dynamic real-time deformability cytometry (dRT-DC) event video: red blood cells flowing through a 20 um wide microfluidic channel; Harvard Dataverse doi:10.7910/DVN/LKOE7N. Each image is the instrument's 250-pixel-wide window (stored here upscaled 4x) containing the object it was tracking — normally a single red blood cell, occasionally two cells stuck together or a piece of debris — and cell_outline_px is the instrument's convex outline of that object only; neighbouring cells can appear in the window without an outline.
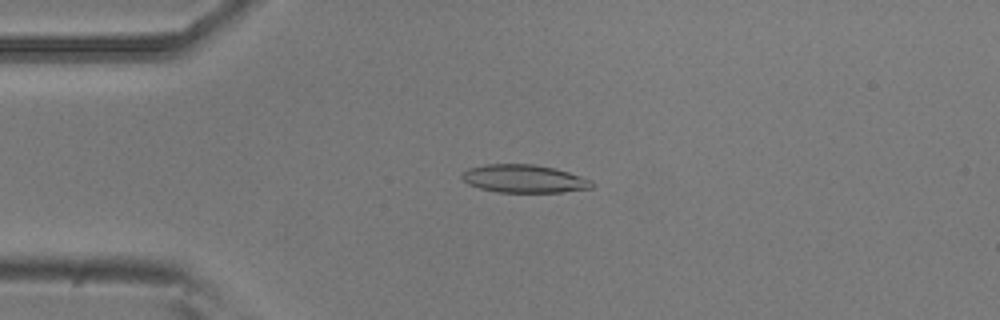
{"species": "common noctule bat (a hibernating species)", "species_latin": "Nyctalus noctula", "temperature_condition": "room temperature", "stored_images_in_passage": 53, "camera_frame_rate_fps": 3000, "um_per_image_px": 0.085, "animal": {"sex": "male", "body_mass_g": 20.5, "forearm_length_mm": 52.5}, "frame": {"image": 1, "passage_image": 12, "time_ms": 3.667, "image_size_px": [1000, 320], "cell_outline_px": [[596, 184], [592, 188], [560, 192], [496, 192], [480, 188], [468, 184], [460, 176], [468, 168], [484, 164], [532, 164], [552, 168], [568, 172], [592, 180]], "centroid_in_image_um": [44.54, 15.19], "position_along_channel_um": 40.5, "area_um2": 21.15}}
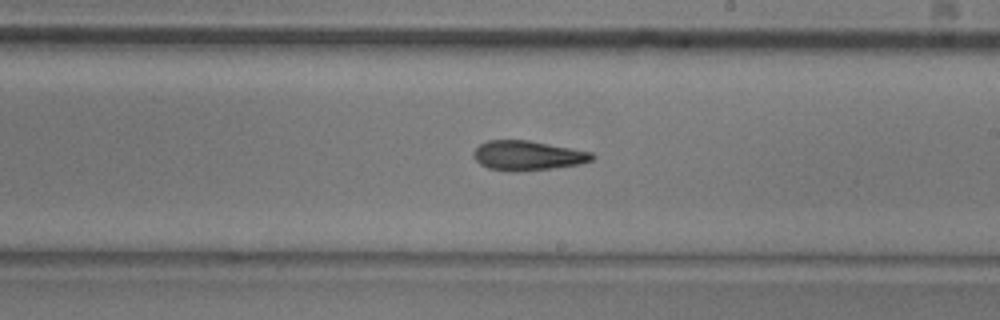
{"frame": {"image": 2, "passage_image": 30, "time_ms": 9.667, "image_size_px": [1000, 320], "cell_outline_px": [[596, 156], [592, 160], [580, 164], [552, 168], [516, 172], [488, 168], [480, 164], [472, 156], [476, 148], [480, 144], [488, 140], [528, 140], [592, 152]], "centroid_in_image_um": [44.85, 13.22], "position_along_channel_um": 244.2, "area_um2": 20.4}}
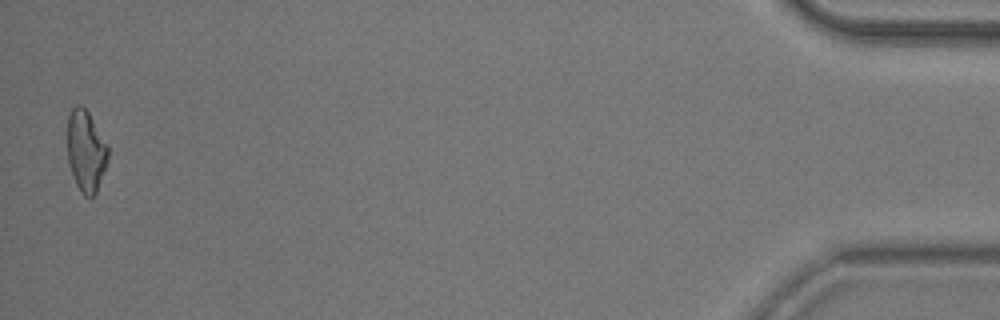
{"frame": {"image": 3, "passage_image": 52, "time_ms": 17.0, "image_size_px": [1000, 320], "cell_outline_px": [[108, 156], [96, 192], [92, 196], [84, 196], [80, 192], [76, 184], [68, 164], [68, 116], [72, 108], [76, 104], [80, 104], [88, 112], [108, 144]], "centroid_in_image_um": [7.29, 12.81], "position_along_channel_um": 427.9, "area_um2": 19.07}, "authors_computed_cell_mechanics": {"area_um2": 20.23, "velocity_mm_per_s": 3.7849, "shape_relaxation_time_tau1_ms": 4.2756, "shape_relaxation_time_tau2_ms": 5.8326, "deformation_change_tau1": 0.1561, "deformation_change_tau2": 0.1852}}